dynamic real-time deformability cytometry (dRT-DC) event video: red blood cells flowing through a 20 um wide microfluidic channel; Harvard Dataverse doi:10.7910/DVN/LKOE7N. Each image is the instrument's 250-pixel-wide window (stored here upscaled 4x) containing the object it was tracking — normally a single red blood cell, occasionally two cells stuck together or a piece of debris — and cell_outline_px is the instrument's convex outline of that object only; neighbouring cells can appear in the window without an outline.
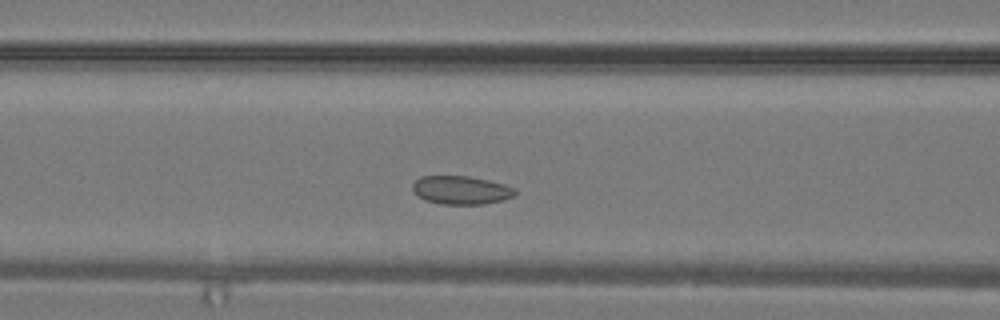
{"species": "common noctule bat (a hibernating species)", "species_latin": "Nyctalus noctula", "temperature_condition": "warm", "stored_images_in_passage": 26, "camera_frame_rate_fps": 3000, "um_per_image_px": 0.085, "animal": {"sex": "male", "body_mass_g": 19.2, "forearm_length_mm": 51.8}, "frame": {"image": 1, "passage_image": 7, "time_ms": 2.0, "image_size_px": [1000, 320], "cell_outline_px": [[516, 192], [512, 196], [504, 200], [484, 204], [440, 204], [424, 200], [412, 188], [412, 184], [420, 176], [468, 176], [488, 180], [504, 184], [516, 188]], "centroid_in_image_um": [39.2, 16.16], "position_along_channel_um": 127.4, "area_um2": 16.94}}
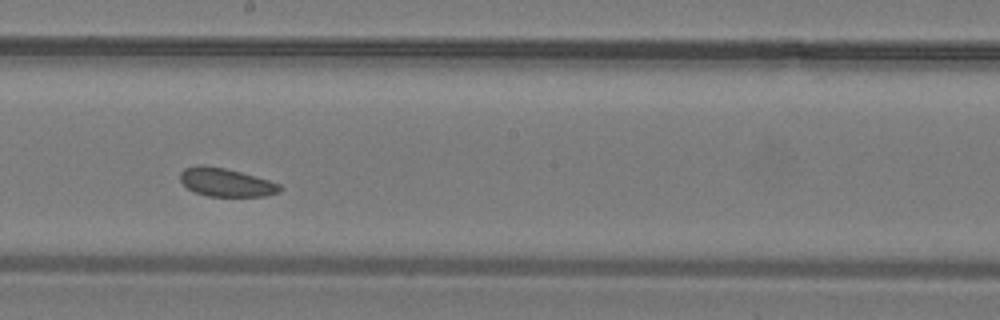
{"frame": {"image": 2, "passage_image": 12, "time_ms": 3.667, "image_size_px": [1000, 320], "cell_outline_px": [[284, 188], [280, 192], [264, 196], [208, 196], [196, 192], [188, 188], [180, 180], [180, 172], [184, 168], [196, 164], [204, 164], [224, 168], [240, 172], [268, 180], [280, 184]], "centroid_in_image_um": [19.2, 15.49], "position_along_channel_um": 229.0, "area_um2": 16.47}}
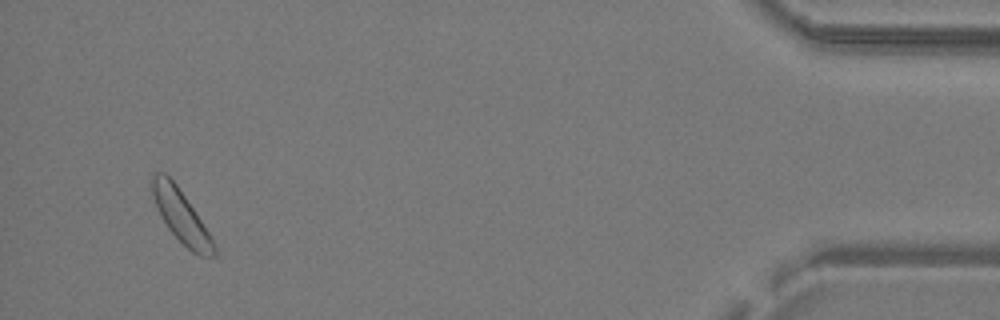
{"frame": {"image": 3, "passage_image": 25, "time_ms": 8.0, "image_size_px": [1000, 320], "cell_outline_px": [[216, 256], [200, 256], [192, 252], [168, 228], [160, 216], [152, 196], [152, 172], [164, 172], [176, 184], [208, 232], [216, 248]], "centroid_in_image_um": [15.36, 18.36], "position_along_channel_um": 419.8, "area_um2": 18.32}}